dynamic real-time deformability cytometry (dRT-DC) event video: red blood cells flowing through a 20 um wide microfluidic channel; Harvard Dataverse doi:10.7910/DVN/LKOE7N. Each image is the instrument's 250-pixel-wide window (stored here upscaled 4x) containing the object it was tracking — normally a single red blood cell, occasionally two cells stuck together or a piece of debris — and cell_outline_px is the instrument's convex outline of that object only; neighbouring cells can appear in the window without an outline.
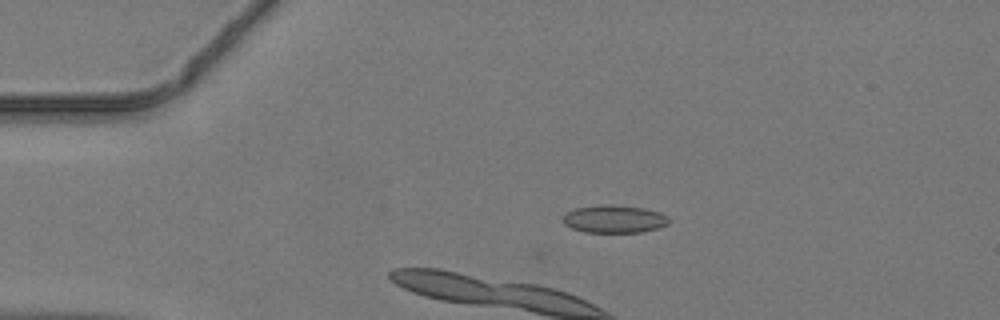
{"species": "common noctule bat (a hibernating species)", "species_latin": "Nyctalus noctula", "temperature_condition": "warm", "stored_images_in_passage": 38, "camera_frame_rate_fps": 3000, "um_per_image_px": 0.085, "animal": {"sex": "male", "body_mass_g": 19.2, "forearm_length_mm": 51.8}, "frame": {"image": 1, "passage_image": 1, "time_ms": 0.0, "image_size_px": [1000, 320], "cell_outline_px": [[668, 224], [656, 228], [640, 232], [584, 232], [572, 228], [564, 224], [560, 220], [568, 212], [576, 208], [604, 204], [612, 204], [644, 208], [660, 212], [668, 216]], "centroid_in_image_um": [52.19, 18.61], "position_along_channel_um": 32.8, "area_um2": 17.11}}
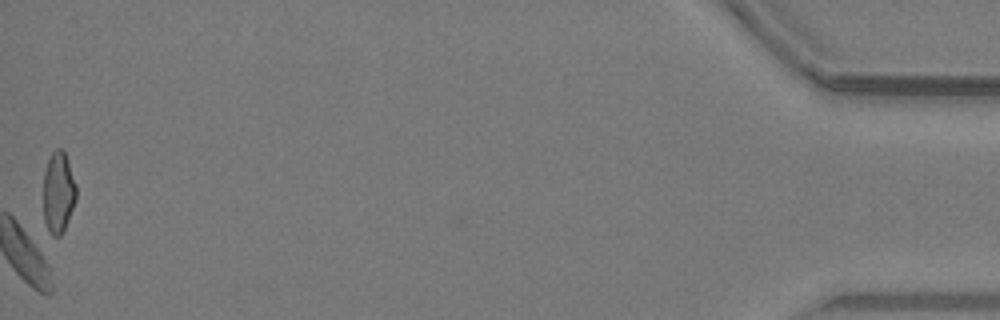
{"frame": {"image": 2, "passage_image": 38, "time_ms": 12.333, "image_size_px": [1000, 320], "cell_outline_px": [[76, 200], [64, 228], [60, 236], [52, 236], [44, 220], [44, 168], [52, 152], [56, 148], [64, 148], [76, 184]], "centroid_in_image_um": [4.96, 16.29], "position_along_channel_um": 430.2, "area_um2": 15.55}}